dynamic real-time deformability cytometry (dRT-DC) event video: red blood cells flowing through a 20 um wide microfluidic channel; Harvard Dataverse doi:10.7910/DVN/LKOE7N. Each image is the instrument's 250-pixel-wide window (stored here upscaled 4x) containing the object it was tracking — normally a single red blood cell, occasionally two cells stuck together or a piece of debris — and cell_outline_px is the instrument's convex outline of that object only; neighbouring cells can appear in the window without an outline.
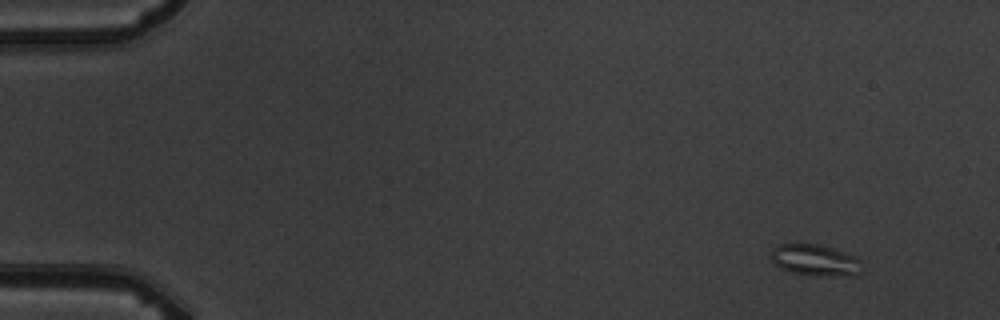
{"species": "common noctule bat (a hibernating species)", "species_latin": "Nyctalus noctula", "temperature_condition": "warm", "stored_images_in_passage": 4, "camera_frame_rate_fps": 3000, "um_per_image_px": 0.085, "animal": {"sex": "male", "body_mass_g": 19.5, "forearm_length_mm": 54.6}, "frame": {"image": 1, "passage_image": 1, "time_ms": 0.0, "image_size_px": [1000, 320], "cell_outline_px": [[860, 272], [856, 276], [820, 276], [792, 272], [780, 268], [772, 260], [772, 252], [780, 244], [816, 244], [832, 248], [856, 256], [860, 260]], "centroid_in_image_um": [69.34, 22.13], "position_along_channel_um": 15.7, "area_um2": 16.42}}